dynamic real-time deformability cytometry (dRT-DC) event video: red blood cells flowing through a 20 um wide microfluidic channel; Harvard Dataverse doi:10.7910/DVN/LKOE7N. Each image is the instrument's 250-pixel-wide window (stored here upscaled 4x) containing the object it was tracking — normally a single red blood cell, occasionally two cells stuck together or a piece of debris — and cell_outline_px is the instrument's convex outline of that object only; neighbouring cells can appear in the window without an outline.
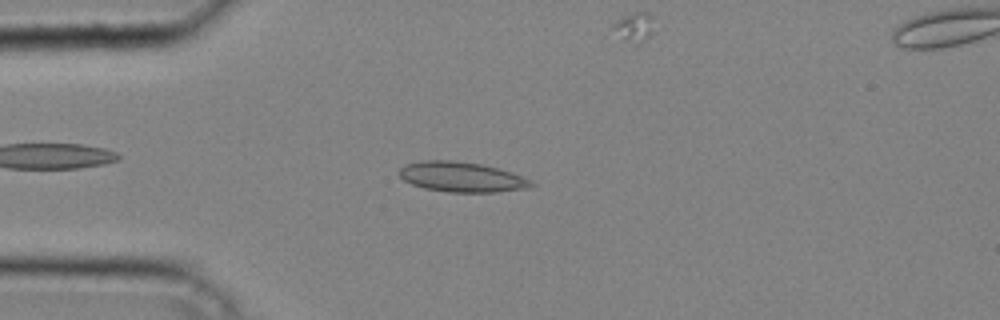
{"species": "common noctule bat (a hibernating species)", "species_latin": "Nyctalus noctula", "temperature_condition": "cold", "stored_images_in_passage": 34, "camera_frame_rate_fps": 3000, "um_per_image_px": 0.085, "animal": {"sex": "male", "body_mass_g": 20.4}, "frame": {"image": 1, "passage_image": 10, "time_ms": 3.0, "image_size_px": [1000, 320], "cell_outline_px": [[536, 184], [524, 188], [496, 192], [448, 192], [424, 188], [412, 184], [404, 180], [396, 172], [404, 164], [420, 160], [452, 160], [480, 164], [512, 172], [532, 180]], "centroid_in_image_um": [39.19, 15.03], "position_along_channel_um": 45.8, "area_um2": 23.18}}
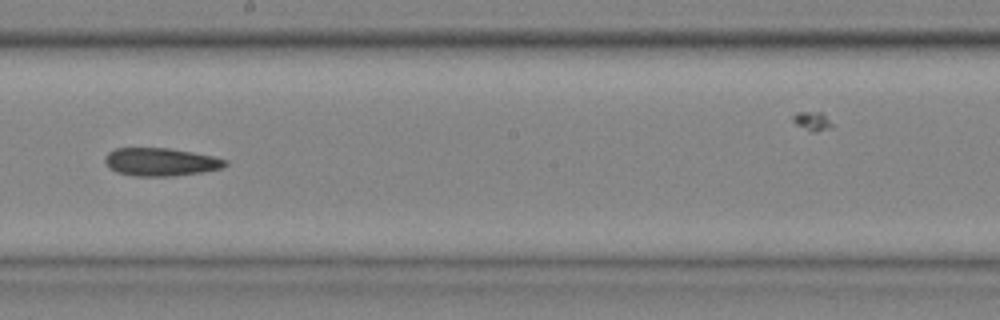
{"frame": {"image": 2, "passage_image": 23, "time_ms": 7.333, "image_size_px": [1000, 320], "cell_outline_px": [[228, 164], [220, 168], [200, 172], [172, 176], [136, 176], [116, 172], [108, 168], [104, 160], [104, 156], [108, 152], [116, 148], [168, 148], [192, 152], [212, 156], [228, 160]], "centroid_in_image_um": [13.61, 13.76], "position_along_channel_um": 234.6, "area_um2": 19.59}}
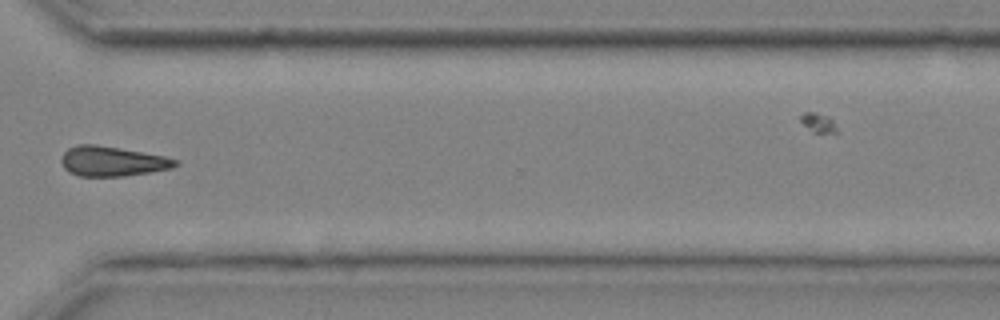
{"frame": {"image": 3, "passage_image": 31, "time_ms": 10.0, "image_size_px": [1000, 320], "cell_outline_px": [[180, 164], [172, 168], [124, 176], [80, 176], [68, 172], [64, 168], [60, 160], [64, 152], [68, 148], [76, 144], [96, 144], [164, 156], [180, 160]], "centroid_in_image_um": [9.53, 13.7], "position_along_channel_um": 361.1, "area_um2": 19.88}}